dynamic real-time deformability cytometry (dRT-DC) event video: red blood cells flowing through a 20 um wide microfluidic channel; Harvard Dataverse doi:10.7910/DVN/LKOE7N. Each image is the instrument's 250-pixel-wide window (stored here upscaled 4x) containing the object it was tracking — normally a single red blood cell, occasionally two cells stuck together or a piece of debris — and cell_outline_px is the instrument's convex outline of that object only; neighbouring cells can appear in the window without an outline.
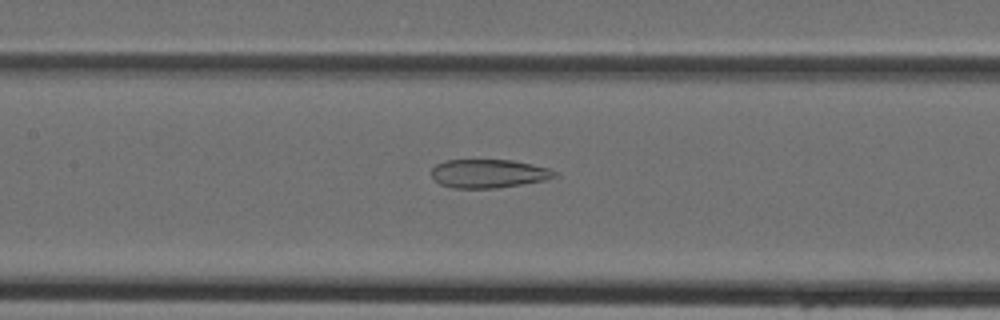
{"species": "Egyptian fruit bat (a non-hibernating species)", "species_latin": "Rousettus aegyptiacus", "temperature_condition": "cold", "stored_images_in_passage": 45, "camera_frame_rate_fps": 3000, "um_per_image_px": 0.085, "animal": {"sex": "female"}, "frame": {"image": 1, "passage_image": 21, "time_ms": 6.667, "image_size_px": [1000, 320], "cell_outline_px": [[556, 176], [544, 180], [496, 188], [452, 188], [440, 184], [432, 176], [432, 168], [436, 164], [444, 160], [512, 160], [532, 164], [548, 168], [556, 172]], "centroid_in_image_um": [41.49, 14.75], "position_along_channel_um": 165.9, "area_um2": 20.35}}
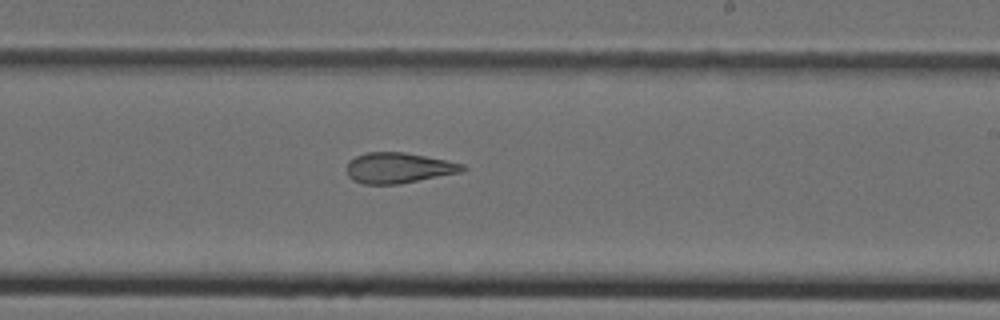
{"frame": {"image": 2, "passage_image": 27, "time_ms": 8.667, "image_size_px": [1000, 320], "cell_outline_px": [[468, 168], [464, 172], [400, 184], [364, 184], [352, 180], [348, 176], [348, 160], [356, 156], [368, 152], [404, 152], [464, 164]], "centroid_in_image_um": [33.9, 14.28], "position_along_channel_um": 255.1, "area_um2": 20.69}}
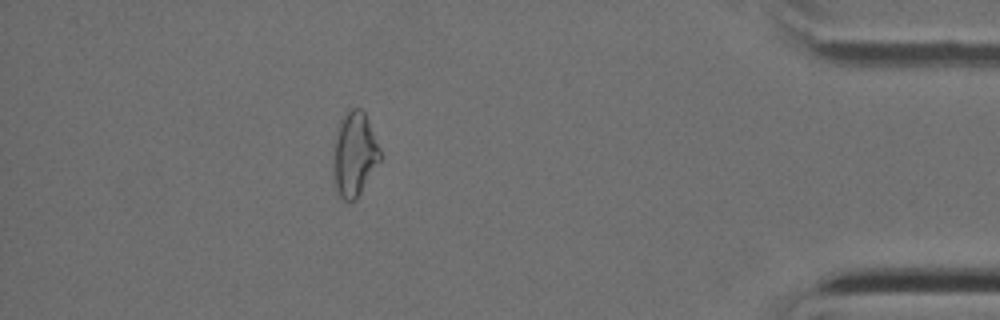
{"frame": {"image": 3, "passage_image": 40, "time_ms": 13.0, "image_size_px": [1000, 320], "cell_outline_px": [[380, 160], [356, 200], [344, 200], [336, 192], [332, 172], [336, 140], [340, 120], [352, 108], [360, 108], [364, 112], [368, 120], [380, 148]], "centroid_in_image_um": [30.12, 13.14], "position_along_channel_um": 405.1, "area_um2": 22.6}}